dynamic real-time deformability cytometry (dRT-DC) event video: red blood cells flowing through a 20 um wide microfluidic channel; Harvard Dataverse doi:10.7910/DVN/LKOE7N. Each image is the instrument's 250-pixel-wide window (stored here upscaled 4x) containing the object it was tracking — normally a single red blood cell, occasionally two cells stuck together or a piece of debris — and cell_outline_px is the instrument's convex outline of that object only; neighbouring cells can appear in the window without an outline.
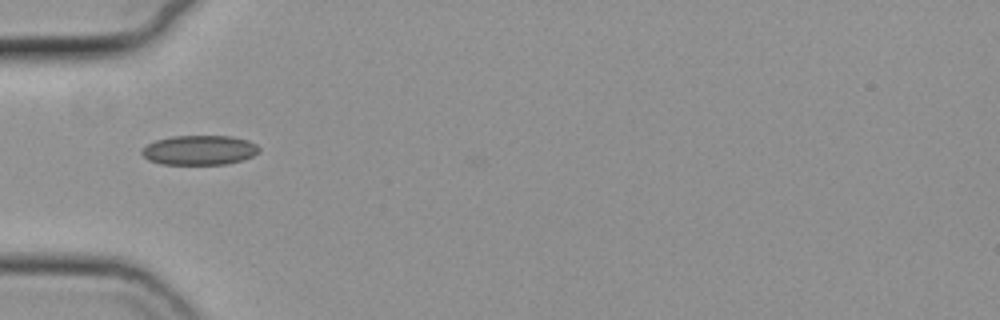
{"species": "common noctule bat (a hibernating species)", "species_latin": "Nyctalus noctula", "temperature_condition": "cold", "stored_images_in_passage": 38, "camera_frame_rate_fps": 3000, "um_per_image_px": 0.085, "animal": {"sex": "female", "body_mass_g": 19.3, "forearm_length_mm": 54.1}, "frame": {"image": 1, "passage_image": 1, "time_ms": 0.0, "image_size_px": [1000, 320], "cell_outline_px": [[260, 152], [244, 160], [224, 164], [160, 164], [148, 160], [140, 152], [140, 148], [156, 140], [172, 136], [232, 136], [248, 140], [256, 144], [260, 148]], "centroid_in_image_um": [16.95, 12.76], "position_along_channel_um": 68.1, "area_um2": 20.4}}
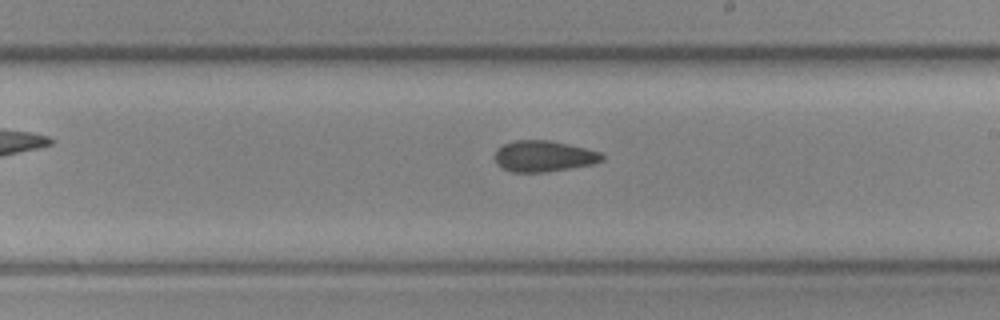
{"frame": {"image": 2, "passage_image": 15, "time_ms": 4.667, "image_size_px": [1000, 320], "cell_outline_px": [[604, 160], [592, 164], [544, 172], [512, 172], [496, 164], [496, 148], [504, 144], [516, 140], [552, 140], [600, 152], [604, 156]], "centroid_in_image_um": [46.21, 13.27], "position_along_channel_um": 242.8, "area_um2": 19.25}}
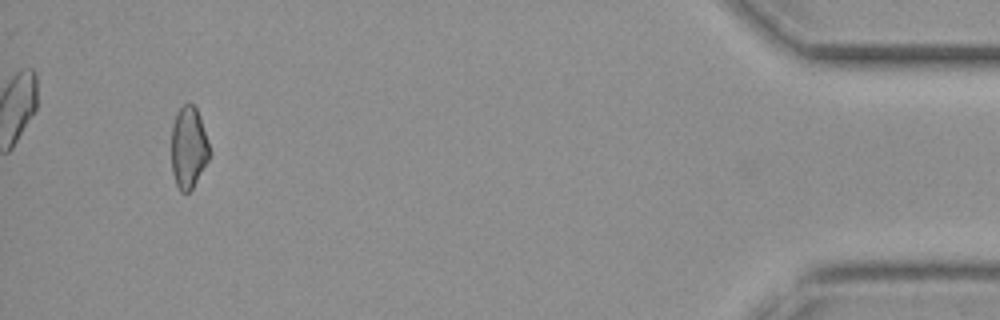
{"frame": {"image": 3, "passage_image": 35, "time_ms": 11.333, "image_size_px": [1000, 320], "cell_outline_px": [[208, 160], [192, 188], [188, 192], [180, 192], [176, 184], [172, 172], [172, 124], [176, 112], [184, 104], [192, 104], [196, 108], [200, 116], [208, 144]], "centroid_in_image_um": [16.0, 12.53], "position_along_channel_um": 419.2, "area_um2": 17.8}, "authors_computed_cell_mechanics": {"area_um2": 19.3052, "velocity_mm_per_s": 3.7659, "shape_relaxation_time_tau1_ms": null, "shape_relaxation_time_tau2_ms": 3.2788, "deformation_change_tau1": null, "deformation_change_tau2": 0.084}}